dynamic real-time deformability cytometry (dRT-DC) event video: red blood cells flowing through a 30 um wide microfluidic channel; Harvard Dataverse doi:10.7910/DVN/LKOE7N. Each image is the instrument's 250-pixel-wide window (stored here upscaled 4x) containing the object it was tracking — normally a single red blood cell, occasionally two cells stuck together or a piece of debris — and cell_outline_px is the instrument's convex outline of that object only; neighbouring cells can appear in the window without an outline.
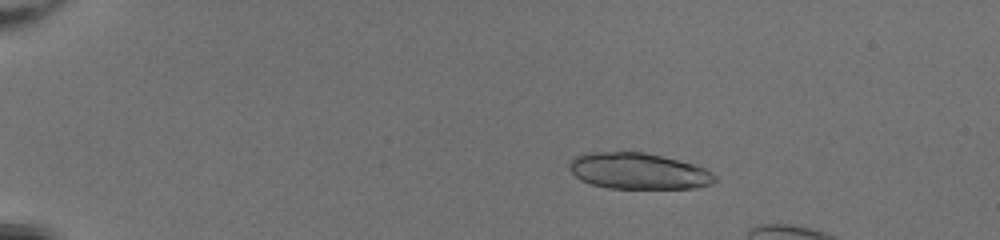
{"species": "common noctule bat (a hibernating species)", "species_latin": "Nyctalus noctula", "temperature_condition": "room temperature", "stored_images_in_passage": 19, "camera_frame_rate_fps": 3000, "um_per_image_px": 0.085, "animal": {"sex": "female", "body_mass_g": 20.0, "forearm_length_mm": 54.0}, "frame": {"image": 1, "passage_image": 11, "time_ms": 3.333, "image_size_px": [1000, 240], "cell_outline_px": [[716, 180], [712, 184], [696, 188], [608, 188], [592, 184], [580, 180], [568, 168], [568, 164], [576, 156], [584, 152], [644, 152], [692, 164], [704, 168], [712, 172], [716, 176]], "centroid_in_image_um": [54.24, 14.54], "position_along_channel_um": 30.8, "area_um2": 30.58}}